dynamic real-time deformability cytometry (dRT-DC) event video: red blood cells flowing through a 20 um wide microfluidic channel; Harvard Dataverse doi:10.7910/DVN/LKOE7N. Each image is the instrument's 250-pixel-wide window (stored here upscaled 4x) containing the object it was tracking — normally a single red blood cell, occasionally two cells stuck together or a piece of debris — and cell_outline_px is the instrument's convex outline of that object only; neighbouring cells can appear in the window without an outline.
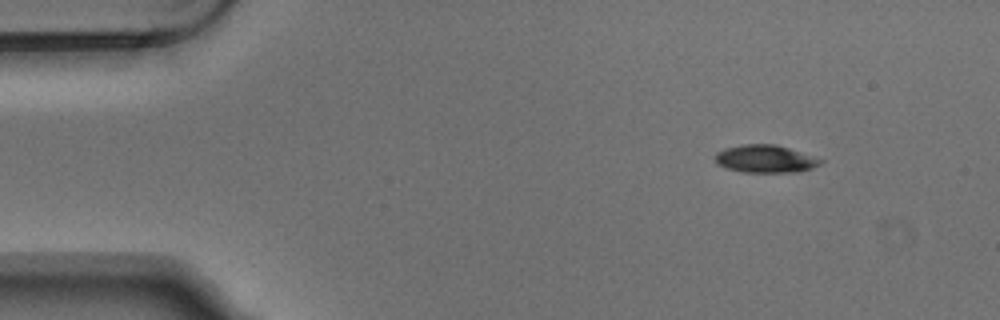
{"species": "Egyptian fruit bat (a non-hibernating species)", "species_latin": "Rousettus aegyptiacus", "temperature_condition": "warm", "stored_images_in_passage": 4, "camera_frame_rate_fps": 3000, "um_per_image_px": 0.085, "animal": {"sex": "male"}, "frame": {"image": 1, "passage_image": 1, "time_ms": 0.0, "image_size_px": [1000, 320], "cell_outline_px": [[824, 160], [820, 164], [812, 168], [800, 172], [744, 172], [724, 168], [716, 164], [712, 156], [716, 152], [724, 148], [744, 144], [776, 144]], "centroid_in_image_um": [64.98, 13.51], "position_along_channel_um": 20.0, "area_um2": 17.17}}
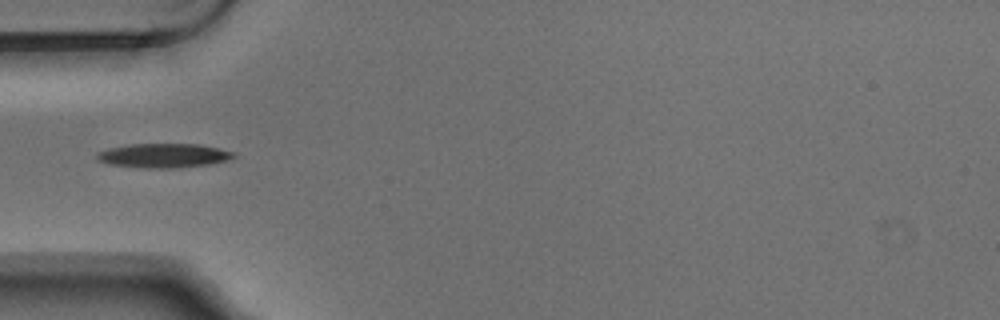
{"frame": {"image": 2, "passage_image": 4, "time_ms": 1.0, "image_size_px": [1000, 320], "cell_outline_px": [[236, 156], [228, 160], [208, 164], [180, 168], [144, 168], [108, 164], [100, 160], [96, 156], [96, 152], [108, 148], [128, 144], [200, 144], [220, 148], [236, 152]], "centroid_in_image_um": [13.93, 13.22], "position_along_channel_um": 71.1, "area_um2": 19.48}}